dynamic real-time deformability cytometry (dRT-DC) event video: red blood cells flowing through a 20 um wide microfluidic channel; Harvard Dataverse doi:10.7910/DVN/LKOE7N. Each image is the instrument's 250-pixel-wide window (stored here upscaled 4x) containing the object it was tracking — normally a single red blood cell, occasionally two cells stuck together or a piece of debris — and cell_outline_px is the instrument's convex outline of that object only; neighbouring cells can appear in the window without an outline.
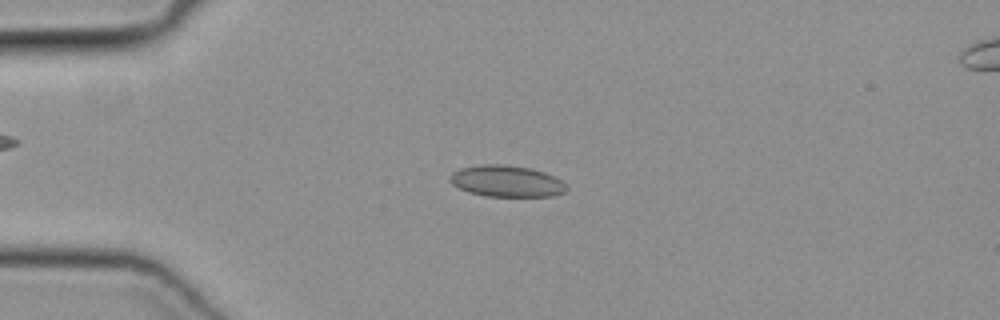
{"species": "common noctule bat (a hibernating species)", "species_latin": "Nyctalus noctula", "temperature_condition": "cold", "stored_images_in_passage": 49, "camera_frame_rate_fps": 3000, "um_per_image_px": 0.085, "animal": {"sex": "female", "body_mass_g": 19.3, "forearm_length_mm": 54.1}, "frame": {"image": 1, "passage_image": 12, "time_ms": 3.667, "image_size_px": [1000, 320], "cell_outline_px": [[568, 188], [564, 192], [552, 196], [484, 196], [468, 192], [452, 184], [448, 180], [448, 176], [452, 172], [460, 168], [480, 164], [504, 164], [528, 168], [544, 172], [560, 180]], "centroid_in_image_um": [42.99, 15.39], "position_along_channel_um": 42.0, "area_um2": 21.33}}
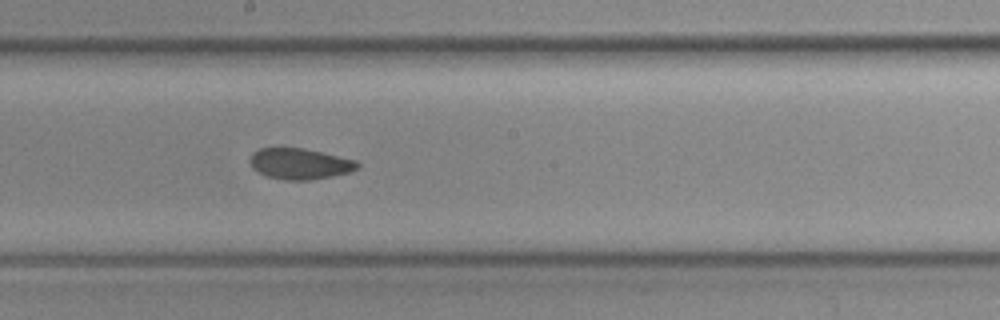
{"frame": {"image": 2, "passage_image": 27, "time_ms": 8.667, "image_size_px": [1000, 320], "cell_outline_px": [[360, 168], [352, 172], [332, 176], [308, 180], [284, 180], [264, 176], [252, 168], [248, 160], [252, 152], [260, 148], [304, 148], [356, 160], [360, 164]], "centroid_in_image_um": [25.47, 13.93], "position_along_channel_um": 222.7, "area_um2": 19.65}}
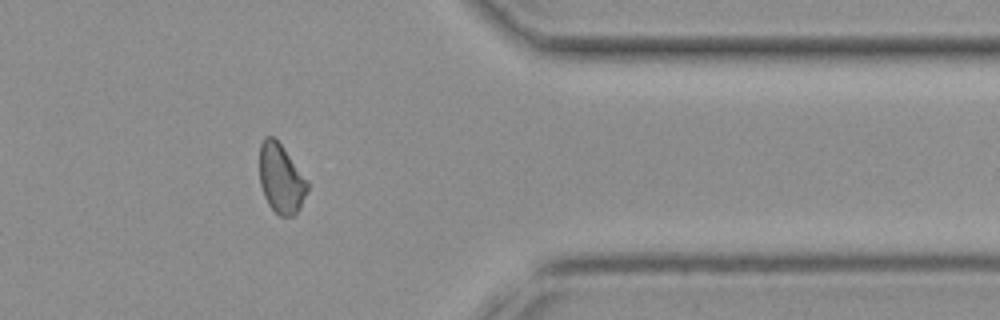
{"frame": {"image": 3, "passage_image": 40, "time_ms": 13.0, "image_size_px": [1000, 320], "cell_outline_px": [[308, 188], [300, 208], [292, 216], [280, 216], [268, 204], [264, 196], [260, 184], [260, 144], [264, 136], [272, 136], [280, 144], [308, 180]], "centroid_in_image_um": [23.88, 15.18], "position_along_channel_um": 387.5, "area_um2": 19.13}}